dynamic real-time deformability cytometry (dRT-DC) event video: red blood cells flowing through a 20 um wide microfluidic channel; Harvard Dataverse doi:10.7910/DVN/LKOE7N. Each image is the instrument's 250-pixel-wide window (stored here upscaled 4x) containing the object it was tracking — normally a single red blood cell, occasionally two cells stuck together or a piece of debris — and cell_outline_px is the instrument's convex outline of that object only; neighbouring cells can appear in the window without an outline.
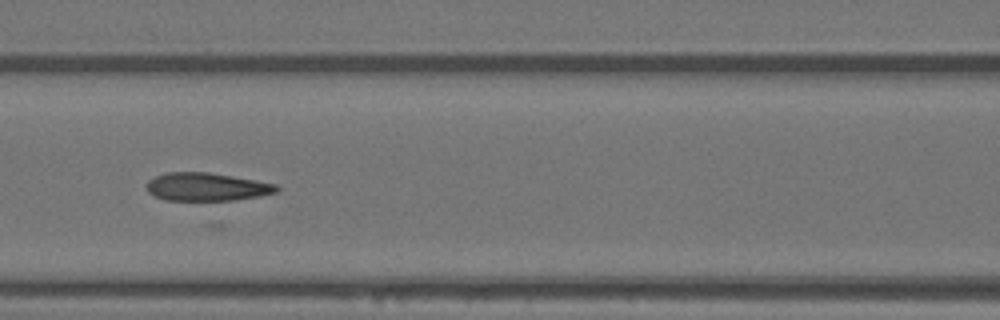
{"species": "Egyptian fruit bat (a non-hibernating species)", "species_latin": "Rousettus aegyptiacus", "temperature_condition": "warm", "stored_images_in_passage": 7, "camera_frame_rate_fps": 3000, "um_per_image_px": 0.085, "animal": {"sex": "female"}, "frame": {"image": 1, "passage_image": 6, "time_ms": 1.667, "image_size_px": [1000, 320], "cell_outline_px": [[280, 188], [276, 192], [260, 196], [236, 200], [164, 200], [148, 192], [148, 180], [156, 176], [168, 172], [208, 172], [232, 176], [276, 184]], "centroid_in_image_um": [17.58, 15.88], "position_along_channel_um": 149.0, "area_um2": 21.1}}